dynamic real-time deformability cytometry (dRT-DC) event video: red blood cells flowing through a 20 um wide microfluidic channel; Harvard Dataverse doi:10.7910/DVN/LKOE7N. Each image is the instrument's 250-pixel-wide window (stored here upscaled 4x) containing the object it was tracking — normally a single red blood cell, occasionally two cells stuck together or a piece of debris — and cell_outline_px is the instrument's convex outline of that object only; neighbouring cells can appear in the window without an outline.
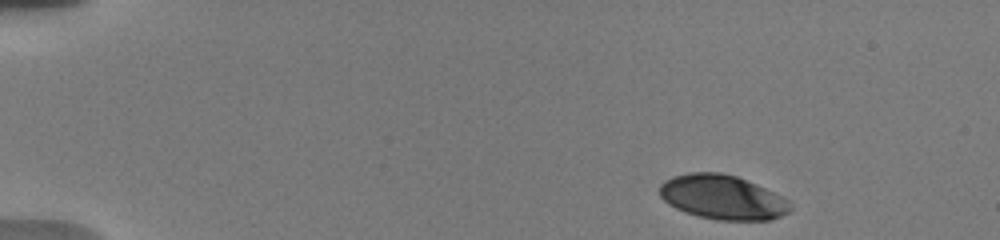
{"species": "human", "species_latin": "Homo sapiens", "temperature_condition": "warm", "stored_images_in_passage": 10, "camera_frame_rate_fps": 3000, "um_per_image_px": 0.085, "donor": {"sex": "male"}, "frame": {"image": 1, "passage_image": 1, "time_ms": 0.0, "image_size_px": [1000, 240], "cell_outline_px": [[792, 208], [788, 212], [780, 216], [768, 220], [716, 220], [696, 216], [684, 212], [668, 204], [660, 196], [660, 184], [664, 180], [672, 176], [688, 172], [720, 172], [736, 176], [756, 184], [788, 200], [792, 204]], "centroid_in_image_um": [61.38, 16.76], "position_along_channel_um": 23.6, "area_um2": 33.87}}
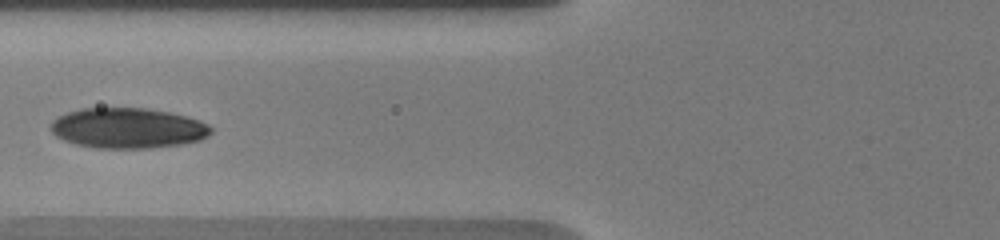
{"frame": {"image": 2, "passage_image": 7, "time_ms": 5.333, "image_size_px": [1000, 240], "cell_outline_px": [[212, 132], [208, 136], [200, 140], [184, 144], [148, 148], [96, 148], [76, 144], [64, 140], [56, 136], [48, 128], [52, 120], [56, 116], [80, 108], [148, 108], [168, 112], [200, 120], [208, 124], [212, 128]], "centroid_in_image_um": [10.84, 10.89], "position_along_channel_um": 115.0, "area_um2": 37.97}}
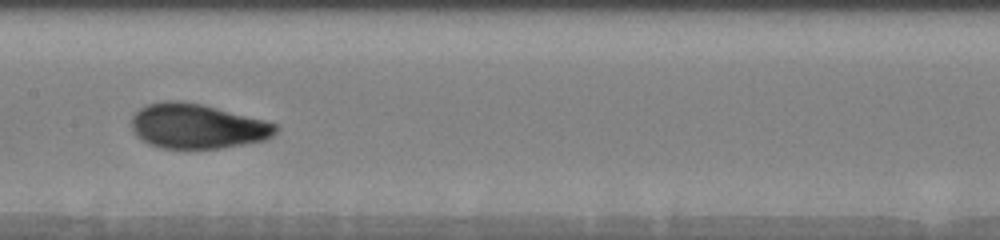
{"frame": {"image": 3, "passage_image": 9, "time_ms": 7.333, "image_size_px": [1000, 240], "cell_outline_px": [[280, 128], [272, 136], [264, 140], [244, 144], [220, 148], [164, 148], [148, 144], [136, 136], [132, 128], [132, 116], [140, 108], [148, 104], [164, 100], [180, 100], [204, 104], [280, 124]], "centroid_in_image_um": [16.78, 10.71], "position_along_channel_um": 190.6, "area_um2": 37.92}}